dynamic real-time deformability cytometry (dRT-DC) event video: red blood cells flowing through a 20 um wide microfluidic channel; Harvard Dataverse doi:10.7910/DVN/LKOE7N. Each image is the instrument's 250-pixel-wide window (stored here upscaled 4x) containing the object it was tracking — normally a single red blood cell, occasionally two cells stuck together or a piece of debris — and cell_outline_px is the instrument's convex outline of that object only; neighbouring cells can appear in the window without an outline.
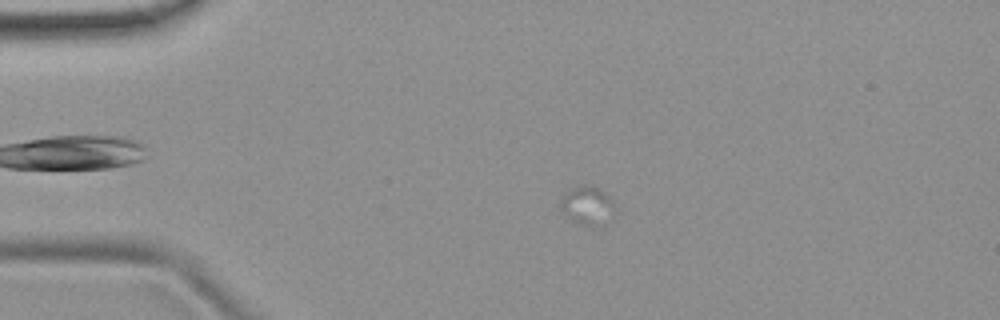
{"species": "common noctule bat (a hibernating species)", "species_latin": "Nyctalus noctula", "temperature_condition": "room temperature", "stored_images_in_passage": 3, "camera_frame_rate_fps": 3000, "um_per_image_px": 0.085, "animal": {"sex": "female", "body_mass_g": 19.9}, "frame": {"image": 1, "passage_image": 1, "time_ms": 0.0, "image_size_px": [1000, 320], "cell_outline_px": [[616, 212], [604, 228], [580, 224], [572, 220], [560, 208], [560, 200], [572, 188], [584, 184], [600, 188], [612, 200], [616, 208]], "centroid_in_image_um": [50.01, 17.51], "position_along_channel_um": 35.0, "area_um2": 12.48}}
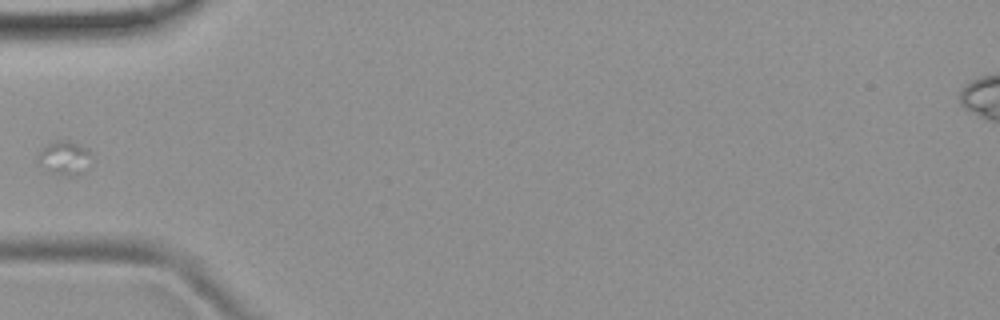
{"frame": {"image": 2, "passage_image": 3, "time_ms": 2.333, "image_size_px": [1000, 320], "cell_outline_px": [[92, 156], [88, 168], [84, 172], [72, 176], [68, 176], [48, 172], [40, 164], [36, 156], [48, 144], [56, 140], [68, 140], [88, 148]], "centroid_in_image_um": [5.52, 13.43], "position_along_channel_um": 79.5, "area_um2": 10.69}}